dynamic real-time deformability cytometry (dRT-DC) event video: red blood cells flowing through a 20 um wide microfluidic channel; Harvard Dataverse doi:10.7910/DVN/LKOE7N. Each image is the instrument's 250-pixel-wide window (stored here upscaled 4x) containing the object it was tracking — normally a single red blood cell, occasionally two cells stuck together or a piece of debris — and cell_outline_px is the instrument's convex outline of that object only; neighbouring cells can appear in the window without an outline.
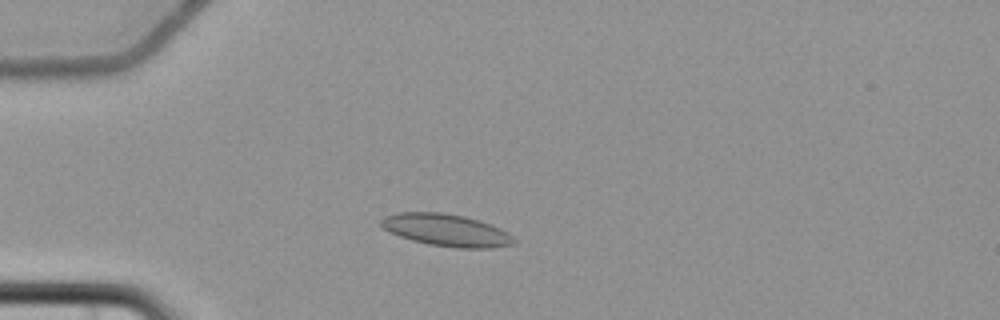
{"species": "common noctule bat (a hibernating species)", "species_latin": "Nyctalus noctula", "temperature_condition": "cold", "stored_images_in_passage": 7, "camera_frame_rate_fps": 3000, "um_per_image_px": 0.085, "animal": {"sex": "female", "body_mass_g": 22.7, "forearm_length_mm": 54.2}, "frame": {"image": 1, "passage_image": 4, "time_ms": 3.667, "image_size_px": [1000, 320], "cell_outline_px": [[516, 244], [492, 248], [456, 248], [428, 244], [412, 240], [388, 232], [380, 224], [380, 220], [384, 216], [396, 212], [440, 212], [464, 216], [500, 228], [508, 232], [516, 240]], "centroid_in_image_um": [37.92, 19.57], "position_along_channel_um": 47.1, "area_um2": 24.97}}
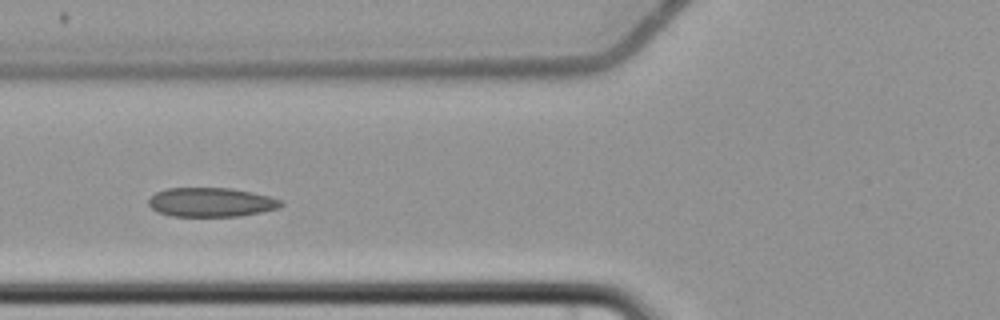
{"frame": {"image": 2, "passage_image": 6, "time_ms": 6.0, "image_size_px": [1000, 320], "cell_outline_px": [[284, 204], [280, 208], [240, 216], [172, 216], [160, 212], [152, 208], [148, 204], [148, 200], [156, 192], [164, 188], [232, 188], [252, 192], [284, 200]], "centroid_in_image_um": [17.98, 17.18], "position_along_channel_um": 107.8, "area_um2": 22.54}}
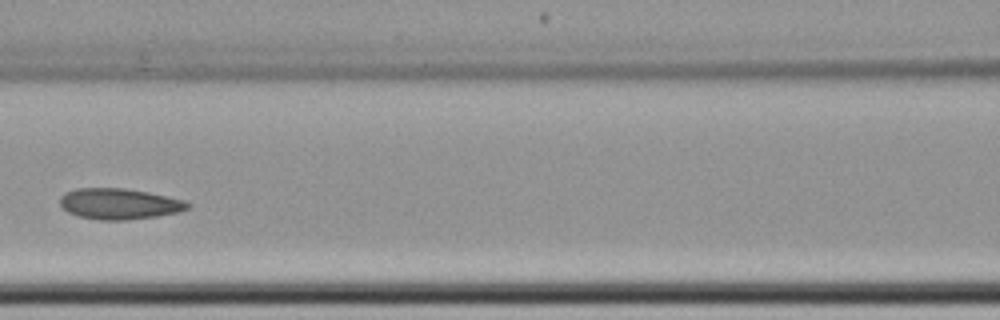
{"frame": {"image": 3, "passage_image": 7, "time_ms": 7.333, "image_size_px": [1000, 320], "cell_outline_px": [[192, 204], [188, 208], [176, 212], [156, 216], [128, 220], [100, 220], [76, 216], [68, 212], [60, 204], [60, 196], [64, 192], [76, 188], [124, 188], [148, 192], [184, 200]], "centroid_in_image_um": [10.1, 17.32], "position_along_channel_um": 156.5, "area_um2": 23.0}}